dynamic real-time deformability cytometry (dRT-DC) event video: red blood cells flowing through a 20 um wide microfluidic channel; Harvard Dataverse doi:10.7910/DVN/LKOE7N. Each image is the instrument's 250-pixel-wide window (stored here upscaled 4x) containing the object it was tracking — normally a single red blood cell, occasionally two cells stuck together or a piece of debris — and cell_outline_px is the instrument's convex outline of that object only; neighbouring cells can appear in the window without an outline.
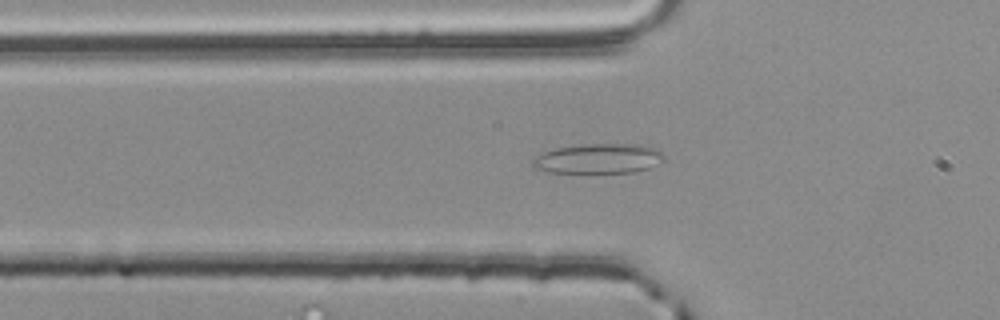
{"species": "common noctule bat (a hibernating species)", "species_latin": "Nyctalus noctula", "temperature_condition": "room temperature", "stored_images_in_passage": 15, "camera_frame_rate_fps": 3000, "um_per_image_px": 0.085, "animal": {"sex": "male", "body_mass_g": 20.4}, "frame": {"image": 1, "passage_image": 2, "time_ms": 0.333, "image_size_px": [1000, 320], "cell_outline_px": [[664, 160], [648, 168], [636, 172], [548, 172], [536, 168], [532, 164], [532, 160], [536, 156], [544, 152], [556, 148], [584, 144], [640, 144], [656, 148], [664, 156]], "centroid_in_image_um": [50.89, 13.47], "position_along_channel_um": 74.9, "area_um2": 22.66}}
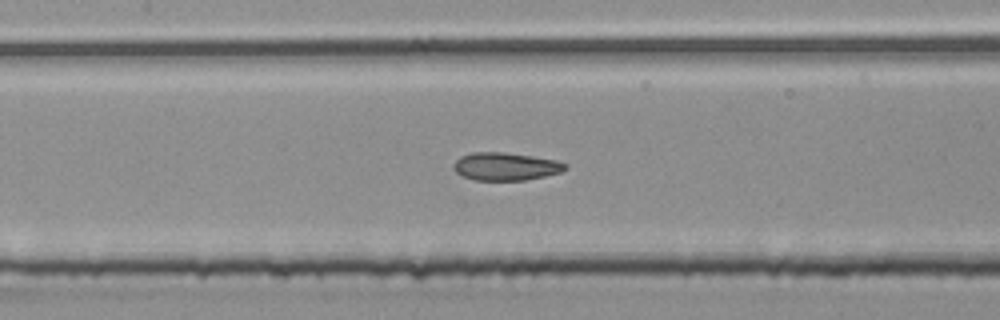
{"frame": {"image": 2, "passage_image": 9, "time_ms": 2.667, "image_size_px": [1000, 320], "cell_outline_px": [[568, 168], [560, 172], [544, 176], [524, 180], [476, 180], [464, 176], [456, 172], [452, 168], [452, 164], [460, 156], [472, 152], [504, 152], [556, 160], [568, 164]], "centroid_in_image_um": [42.96, 14.14], "position_along_channel_um": 164.4, "area_um2": 18.09}}
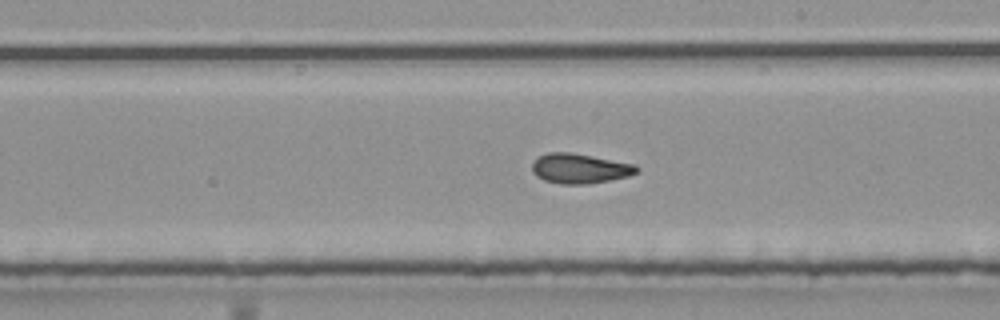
{"frame": {"image": 3, "passage_image": 15, "time_ms": 4.667, "image_size_px": [1000, 320], "cell_outline_px": [[640, 168], [636, 172], [628, 176], [588, 184], [560, 184], [544, 180], [536, 176], [532, 172], [532, 164], [540, 156], [548, 152], [572, 152], [636, 164]], "centroid_in_image_um": [49.28, 14.32], "position_along_channel_um": 239.7, "area_um2": 18.21}}